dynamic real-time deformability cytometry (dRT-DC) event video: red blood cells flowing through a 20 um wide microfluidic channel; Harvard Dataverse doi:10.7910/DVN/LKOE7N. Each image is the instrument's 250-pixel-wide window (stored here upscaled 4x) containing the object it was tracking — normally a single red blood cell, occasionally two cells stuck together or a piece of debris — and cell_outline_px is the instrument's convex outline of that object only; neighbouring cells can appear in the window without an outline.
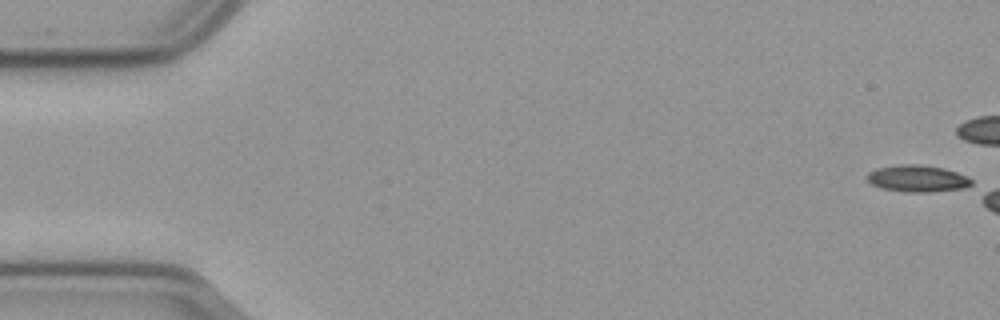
{"species": "common noctule bat (a hibernating species)", "species_latin": "Nyctalus noctula", "temperature_condition": "cold", "stored_images_in_passage": 6, "camera_frame_rate_fps": 3000, "um_per_image_px": 0.085, "animal": {"sex": "male", "body_mass_g": 23.1, "forearm_length_mm": 52.7}, "frame": {"image": 1, "passage_image": 1, "time_ms": 0.0, "image_size_px": [1000, 320], "cell_outline_px": [[972, 184], [964, 188], [928, 192], [908, 192], [880, 188], [872, 184], [864, 176], [868, 172], [876, 168], [896, 164], [920, 164], [944, 168], [968, 176], [972, 180]], "centroid_in_image_um": [77.95, 15.16], "position_along_channel_um": 7.0, "area_um2": 16.47}}